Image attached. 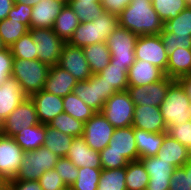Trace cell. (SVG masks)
<instances>
[{
	"instance_id": "obj_22",
	"label": "cell",
	"mask_w": 191,
	"mask_h": 190,
	"mask_svg": "<svg viewBox=\"0 0 191 190\" xmlns=\"http://www.w3.org/2000/svg\"><path fill=\"white\" fill-rule=\"evenodd\" d=\"M78 81L65 69L58 66H50L47 80L43 90L59 97L72 93Z\"/></svg>"
},
{
	"instance_id": "obj_45",
	"label": "cell",
	"mask_w": 191,
	"mask_h": 190,
	"mask_svg": "<svg viewBox=\"0 0 191 190\" xmlns=\"http://www.w3.org/2000/svg\"><path fill=\"white\" fill-rule=\"evenodd\" d=\"M167 134L191 149V120L167 128Z\"/></svg>"
},
{
	"instance_id": "obj_57",
	"label": "cell",
	"mask_w": 191,
	"mask_h": 190,
	"mask_svg": "<svg viewBox=\"0 0 191 190\" xmlns=\"http://www.w3.org/2000/svg\"><path fill=\"white\" fill-rule=\"evenodd\" d=\"M185 171H189V177L191 181V158L183 165Z\"/></svg>"
},
{
	"instance_id": "obj_50",
	"label": "cell",
	"mask_w": 191,
	"mask_h": 190,
	"mask_svg": "<svg viewBox=\"0 0 191 190\" xmlns=\"http://www.w3.org/2000/svg\"><path fill=\"white\" fill-rule=\"evenodd\" d=\"M14 57L9 47L0 51V85L12 75Z\"/></svg>"
},
{
	"instance_id": "obj_2",
	"label": "cell",
	"mask_w": 191,
	"mask_h": 190,
	"mask_svg": "<svg viewBox=\"0 0 191 190\" xmlns=\"http://www.w3.org/2000/svg\"><path fill=\"white\" fill-rule=\"evenodd\" d=\"M118 25V16L105 11L92 22H81L68 44L83 48L96 43H106L108 36Z\"/></svg>"
},
{
	"instance_id": "obj_42",
	"label": "cell",
	"mask_w": 191,
	"mask_h": 190,
	"mask_svg": "<svg viewBox=\"0 0 191 190\" xmlns=\"http://www.w3.org/2000/svg\"><path fill=\"white\" fill-rule=\"evenodd\" d=\"M14 59L34 60L37 59L36 44L32 35L27 32L10 47Z\"/></svg>"
},
{
	"instance_id": "obj_25",
	"label": "cell",
	"mask_w": 191,
	"mask_h": 190,
	"mask_svg": "<svg viewBox=\"0 0 191 190\" xmlns=\"http://www.w3.org/2000/svg\"><path fill=\"white\" fill-rule=\"evenodd\" d=\"M156 156L174 167H182L191 158L190 150L168 134Z\"/></svg>"
},
{
	"instance_id": "obj_53",
	"label": "cell",
	"mask_w": 191,
	"mask_h": 190,
	"mask_svg": "<svg viewBox=\"0 0 191 190\" xmlns=\"http://www.w3.org/2000/svg\"><path fill=\"white\" fill-rule=\"evenodd\" d=\"M14 6V0H0V21L7 18Z\"/></svg>"
},
{
	"instance_id": "obj_1",
	"label": "cell",
	"mask_w": 191,
	"mask_h": 190,
	"mask_svg": "<svg viewBox=\"0 0 191 190\" xmlns=\"http://www.w3.org/2000/svg\"><path fill=\"white\" fill-rule=\"evenodd\" d=\"M118 22L119 26L137 36L159 34L164 25L152 6V0H130L118 15Z\"/></svg>"
},
{
	"instance_id": "obj_41",
	"label": "cell",
	"mask_w": 191,
	"mask_h": 190,
	"mask_svg": "<svg viewBox=\"0 0 191 190\" xmlns=\"http://www.w3.org/2000/svg\"><path fill=\"white\" fill-rule=\"evenodd\" d=\"M152 6L159 15L160 20L166 21L175 18L188 7L186 0H152Z\"/></svg>"
},
{
	"instance_id": "obj_4",
	"label": "cell",
	"mask_w": 191,
	"mask_h": 190,
	"mask_svg": "<svg viewBox=\"0 0 191 190\" xmlns=\"http://www.w3.org/2000/svg\"><path fill=\"white\" fill-rule=\"evenodd\" d=\"M190 102L181 84L174 80L168 88L166 98L160 105L161 115L167 128L190 121Z\"/></svg>"
},
{
	"instance_id": "obj_58",
	"label": "cell",
	"mask_w": 191,
	"mask_h": 190,
	"mask_svg": "<svg viewBox=\"0 0 191 190\" xmlns=\"http://www.w3.org/2000/svg\"><path fill=\"white\" fill-rule=\"evenodd\" d=\"M6 48L5 45L3 44L2 40H1V37H0V51L2 49Z\"/></svg>"
},
{
	"instance_id": "obj_59",
	"label": "cell",
	"mask_w": 191,
	"mask_h": 190,
	"mask_svg": "<svg viewBox=\"0 0 191 190\" xmlns=\"http://www.w3.org/2000/svg\"><path fill=\"white\" fill-rule=\"evenodd\" d=\"M79 1H94L96 3H101V0H79Z\"/></svg>"
},
{
	"instance_id": "obj_20",
	"label": "cell",
	"mask_w": 191,
	"mask_h": 190,
	"mask_svg": "<svg viewBox=\"0 0 191 190\" xmlns=\"http://www.w3.org/2000/svg\"><path fill=\"white\" fill-rule=\"evenodd\" d=\"M67 3L66 0H41L32 7L30 29H53L56 17Z\"/></svg>"
},
{
	"instance_id": "obj_48",
	"label": "cell",
	"mask_w": 191,
	"mask_h": 190,
	"mask_svg": "<svg viewBox=\"0 0 191 190\" xmlns=\"http://www.w3.org/2000/svg\"><path fill=\"white\" fill-rule=\"evenodd\" d=\"M102 169H119L126 167L128 160L116 152H100Z\"/></svg>"
},
{
	"instance_id": "obj_16",
	"label": "cell",
	"mask_w": 191,
	"mask_h": 190,
	"mask_svg": "<svg viewBox=\"0 0 191 190\" xmlns=\"http://www.w3.org/2000/svg\"><path fill=\"white\" fill-rule=\"evenodd\" d=\"M149 175L146 190H169L171 176L176 167L157 156L139 159Z\"/></svg>"
},
{
	"instance_id": "obj_8",
	"label": "cell",
	"mask_w": 191,
	"mask_h": 190,
	"mask_svg": "<svg viewBox=\"0 0 191 190\" xmlns=\"http://www.w3.org/2000/svg\"><path fill=\"white\" fill-rule=\"evenodd\" d=\"M134 103L127 90L114 93L101 110L103 116L116 128L132 126Z\"/></svg>"
},
{
	"instance_id": "obj_15",
	"label": "cell",
	"mask_w": 191,
	"mask_h": 190,
	"mask_svg": "<svg viewBox=\"0 0 191 190\" xmlns=\"http://www.w3.org/2000/svg\"><path fill=\"white\" fill-rule=\"evenodd\" d=\"M24 151L13 137L0 136V174L10 180L16 177Z\"/></svg>"
},
{
	"instance_id": "obj_13",
	"label": "cell",
	"mask_w": 191,
	"mask_h": 190,
	"mask_svg": "<svg viewBox=\"0 0 191 190\" xmlns=\"http://www.w3.org/2000/svg\"><path fill=\"white\" fill-rule=\"evenodd\" d=\"M173 78L165 76L160 81L145 86H128L127 91L134 105H151L160 107Z\"/></svg>"
},
{
	"instance_id": "obj_28",
	"label": "cell",
	"mask_w": 191,
	"mask_h": 190,
	"mask_svg": "<svg viewBox=\"0 0 191 190\" xmlns=\"http://www.w3.org/2000/svg\"><path fill=\"white\" fill-rule=\"evenodd\" d=\"M46 135V125L37 124L32 127H25L13 138L24 152L32 151L43 146Z\"/></svg>"
},
{
	"instance_id": "obj_35",
	"label": "cell",
	"mask_w": 191,
	"mask_h": 190,
	"mask_svg": "<svg viewBox=\"0 0 191 190\" xmlns=\"http://www.w3.org/2000/svg\"><path fill=\"white\" fill-rule=\"evenodd\" d=\"M63 109L64 113H67L84 123L96 113L73 92L63 97Z\"/></svg>"
},
{
	"instance_id": "obj_40",
	"label": "cell",
	"mask_w": 191,
	"mask_h": 190,
	"mask_svg": "<svg viewBox=\"0 0 191 190\" xmlns=\"http://www.w3.org/2000/svg\"><path fill=\"white\" fill-rule=\"evenodd\" d=\"M101 172L102 168H78V177L69 190H97Z\"/></svg>"
},
{
	"instance_id": "obj_31",
	"label": "cell",
	"mask_w": 191,
	"mask_h": 190,
	"mask_svg": "<svg viewBox=\"0 0 191 190\" xmlns=\"http://www.w3.org/2000/svg\"><path fill=\"white\" fill-rule=\"evenodd\" d=\"M73 139L74 137L46 125V135L43 146L58 157H66Z\"/></svg>"
},
{
	"instance_id": "obj_18",
	"label": "cell",
	"mask_w": 191,
	"mask_h": 190,
	"mask_svg": "<svg viewBox=\"0 0 191 190\" xmlns=\"http://www.w3.org/2000/svg\"><path fill=\"white\" fill-rule=\"evenodd\" d=\"M132 126L152 133L167 132L160 107L151 105H135Z\"/></svg>"
},
{
	"instance_id": "obj_43",
	"label": "cell",
	"mask_w": 191,
	"mask_h": 190,
	"mask_svg": "<svg viewBox=\"0 0 191 190\" xmlns=\"http://www.w3.org/2000/svg\"><path fill=\"white\" fill-rule=\"evenodd\" d=\"M55 170L68 188L78 177V168L68 157H60L55 165Z\"/></svg>"
},
{
	"instance_id": "obj_55",
	"label": "cell",
	"mask_w": 191,
	"mask_h": 190,
	"mask_svg": "<svg viewBox=\"0 0 191 190\" xmlns=\"http://www.w3.org/2000/svg\"><path fill=\"white\" fill-rule=\"evenodd\" d=\"M41 0H14V3L17 4H24L28 6H35L37 3H39Z\"/></svg>"
},
{
	"instance_id": "obj_34",
	"label": "cell",
	"mask_w": 191,
	"mask_h": 190,
	"mask_svg": "<svg viewBox=\"0 0 191 190\" xmlns=\"http://www.w3.org/2000/svg\"><path fill=\"white\" fill-rule=\"evenodd\" d=\"M80 22H92L105 12L101 3L94 1L67 0Z\"/></svg>"
},
{
	"instance_id": "obj_36",
	"label": "cell",
	"mask_w": 191,
	"mask_h": 190,
	"mask_svg": "<svg viewBox=\"0 0 191 190\" xmlns=\"http://www.w3.org/2000/svg\"><path fill=\"white\" fill-rule=\"evenodd\" d=\"M84 125L85 123L83 121L75 119L71 115L64 112L57 115L48 123V126L74 138L81 137L83 135Z\"/></svg>"
},
{
	"instance_id": "obj_32",
	"label": "cell",
	"mask_w": 191,
	"mask_h": 190,
	"mask_svg": "<svg viewBox=\"0 0 191 190\" xmlns=\"http://www.w3.org/2000/svg\"><path fill=\"white\" fill-rule=\"evenodd\" d=\"M149 175L140 160L128 162L125 184L127 190H146Z\"/></svg>"
},
{
	"instance_id": "obj_44",
	"label": "cell",
	"mask_w": 191,
	"mask_h": 190,
	"mask_svg": "<svg viewBox=\"0 0 191 190\" xmlns=\"http://www.w3.org/2000/svg\"><path fill=\"white\" fill-rule=\"evenodd\" d=\"M159 34L168 56L178 48L191 49V38L174 36L173 33L166 31L164 28Z\"/></svg>"
},
{
	"instance_id": "obj_19",
	"label": "cell",
	"mask_w": 191,
	"mask_h": 190,
	"mask_svg": "<svg viewBox=\"0 0 191 190\" xmlns=\"http://www.w3.org/2000/svg\"><path fill=\"white\" fill-rule=\"evenodd\" d=\"M33 101L39 122L48 125L57 115L64 112L63 98L44 90L29 96Z\"/></svg>"
},
{
	"instance_id": "obj_10",
	"label": "cell",
	"mask_w": 191,
	"mask_h": 190,
	"mask_svg": "<svg viewBox=\"0 0 191 190\" xmlns=\"http://www.w3.org/2000/svg\"><path fill=\"white\" fill-rule=\"evenodd\" d=\"M135 57L136 60H143L158 67L167 76L169 56L160 34L138 36L135 45Z\"/></svg>"
},
{
	"instance_id": "obj_5",
	"label": "cell",
	"mask_w": 191,
	"mask_h": 190,
	"mask_svg": "<svg viewBox=\"0 0 191 190\" xmlns=\"http://www.w3.org/2000/svg\"><path fill=\"white\" fill-rule=\"evenodd\" d=\"M137 39L136 34L118 25L106 40L111 54L110 64L126 66L129 69L136 61L135 45Z\"/></svg>"
},
{
	"instance_id": "obj_46",
	"label": "cell",
	"mask_w": 191,
	"mask_h": 190,
	"mask_svg": "<svg viewBox=\"0 0 191 190\" xmlns=\"http://www.w3.org/2000/svg\"><path fill=\"white\" fill-rule=\"evenodd\" d=\"M39 183L43 190H69L55 168L45 171L39 178Z\"/></svg>"
},
{
	"instance_id": "obj_52",
	"label": "cell",
	"mask_w": 191,
	"mask_h": 190,
	"mask_svg": "<svg viewBox=\"0 0 191 190\" xmlns=\"http://www.w3.org/2000/svg\"><path fill=\"white\" fill-rule=\"evenodd\" d=\"M130 3V0H101L104 10L119 15Z\"/></svg>"
},
{
	"instance_id": "obj_30",
	"label": "cell",
	"mask_w": 191,
	"mask_h": 190,
	"mask_svg": "<svg viewBox=\"0 0 191 190\" xmlns=\"http://www.w3.org/2000/svg\"><path fill=\"white\" fill-rule=\"evenodd\" d=\"M191 73V49L178 48L168 57L167 76L174 80Z\"/></svg>"
},
{
	"instance_id": "obj_24",
	"label": "cell",
	"mask_w": 191,
	"mask_h": 190,
	"mask_svg": "<svg viewBox=\"0 0 191 190\" xmlns=\"http://www.w3.org/2000/svg\"><path fill=\"white\" fill-rule=\"evenodd\" d=\"M165 73L143 60H136L128 69V86H145L160 81Z\"/></svg>"
},
{
	"instance_id": "obj_61",
	"label": "cell",
	"mask_w": 191,
	"mask_h": 190,
	"mask_svg": "<svg viewBox=\"0 0 191 190\" xmlns=\"http://www.w3.org/2000/svg\"><path fill=\"white\" fill-rule=\"evenodd\" d=\"M2 135V122L0 121V136Z\"/></svg>"
},
{
	"instance_id": "obj_47",
	"label": "cell",
	"mask_w": 191,
	"mask_h": 190,
	"mask_svg": "<svg viewBox=\"0 0 191 190\" xmlns=\"http://www.w3.org/2000/svg\"><path fill=\"white\" fill-rule=\"evenodd\" d=\"M170 180L169 190H191L189 171L183 166L175 168Z\"/></svg>"
},
{
	"instance_id": "obj_39",
	"label": "cell",
	"mask_w": 191,
	"mask_h": 190,
	"mask_svg": "<svg viewBox=\"0 0 191 190\" xmlns=\"http://www.w3.org/2000/svg\"><path fill=\"white\" fill-rule=\"evenodd\" d=\"M163 28L174 36L191 38V7L185 8L175 18L166 21Z\"/></svg>"
},
{
	"instance_id": "obj_7",
	"label": "cell",
	"mask_w": 191,
	"mask_h": 190,
	"mask_svg": "<svg viewBox=\"0 0 191 190\" xmlns=\"http://www.w3.org/2000/svg\"><path fill=\"white\" fill-rule=\"evenodd\" d=\"M117 91L102 76L92 74L86 81H78L73 93L95 112H101L104 103Z\"/></svg>"
},
{
	"instance_id": "obj_6",
	"label": "cell",
	"mask_w": 191,
	"mask_h": 190,
	"mask_svg": "<svg viewBox=\"0 0 191 190\" xmlns=\"http://www.w3.org/2000/svg\"><path fill=\"white\" fill-rule=\"evenodd\" d=\"M60 157L45 146L24 152L22 164L15 178L18 180H39L42 174L54 169Z\"/></svg>"
},
{
	"instance_id": "obj_33",
	"label": "cell",
	"mask_w": 191,
	"mask_h": 190,
	"mask_svg": "<svg viewBox=\"0 0 191 190\" xmlns=\"http://www.w3.org/2000/svg\"><path fill=\"white\" fill-rule=\"evenodd\" d=\"M102 80L117 92L125 91L128 88V68L118 64H109L100 73Z\"/></svg>"
},
{
	"instance_id": "obj_14",
	"label": "cell",
	"mask_w": 191,
	"mask_h": 190,
	"mask_svg": "<svg viewBox=\"0 0 191 190\" xmlns=\"http://www.w3.org/2000/svg\"><path fill=\"white\" fill-rule=\"evenodd\" d=\"M57 65L68 71L77 81H86L92 75L83 48L68 43L63 45Z\"/></svg>"
},
{
	"instance_id": "obj_56",
	"label": "cell",
	"mask_w": 191,
	"mask_h": 190,
	"mask_svg": "<svg viewBox=\"0 0 191 190\" xmlns=\"http://www.w3.org/2000/svg\"><path fill=\"white\" fill-rule=\"evenodd\" d=\"M8 189V179H6L2 174H0V190Z\"/></svg>"
},
{
	"instance_id": "obj_3",
	"label": "cell",
	"mask_w": 191,
	"mask_h": 190,
	"mask_svg": "<svg viewBox=\"0 0 191 190\" xmlns=\"http://www.w3.org/2000/svg\"><path fill=\"white\" fill-rule=\"evenodd\" d=\"M49 69L48 64L42 63L38 59H14L11 76L18 81L22 91L29 97L31 94L43 90Z\"/></svg>"
},
{
	"instance_id": "obj_26",
	"label": "cell",
	"mask_w": 191,
	"mask_h": 190,
	"mask_svg": "<svg viewBox=\"0 0 191 190\" xmlns=\"http://www.w3.org/2000/svg\"><path fill=\"white\" fill-rule=\"evenodd\" d=\"M134 135L139 159H141L157 155L167 132L152 133L134 128Z\"/></svg>"
},
{
	"instance_id": "obj_38",
	"label": "cell",
	"mask_w": 191,
	"mask_h": 190,
	"mask_svg": "<svg viewBox=\"0 0 191 190\" xmlns=\"http://www.w3.org/2000/svg\"><path fill=\"white\" fill-rule=\"evenodd\" d=\"M27 32H29V28L16 20L6 18L0 21V37L5 47L10 48Z\"/></svg>"
},
{
	"instance_id": "obj_49",
	"label": "cell",
	"mask_w": 191,
	"mask_h": 190,
	"mask_svg": "<svg viewBox=\"0 0 191 190\" xmlns=\"http://www.w3.org/2000/svg\"><path fill=\"white\" fill-rule=\"evenodd\" d=\"M31 14V6L14 3V6L9 12L7 18L10 20H16L19 23H23L30 29Z\"/></svg>"
},
{
	"instance_id": "obj_23",
	"label": "cell",
	"mask_w": 191,
	"mask_h": 190,
	"mask_svg": "<svg viewBox=\"0 0 191 190\" xmlns=\"http://www.w3.org/2000/svg\"><path fill=\"white\" fill-rule=\"evenodd\" d=\"M66 157H68L77 168H102L100 152L90 148L82 136L73 139Z\"/></svg>"
},
{
	"instance_id": "obj_11",
	"label": "cell",
	"mask_w": 191,
	"mask_h": 190,
	"mask_svg": "<svg viewBox=\"0 0 191 190\" xmlns=\"http://www.w3.org/2000/svg\"><path fill=\"white\" fill-rule=\"evenodd\" d=\"M35 105L30 97L17 106V108L2 122V134L14 137L17 133L39 124Z\"/></svg>"
},
{
	"instance_id": "obj_60",
	"label": "cell",
	"mask_w": 191,
	"mask_h": 190,
	"mask_svg": "<svg viewBox=\"0 0 191 190\" xmlns=\"http://www.w3.org/2000/svg\"><path fill=\"white\" fill-rule=\"evenodd\" d=\"M189 117H190V120H191V102H190V106H189Z\"/></svg>"
},
{
	"instance_id": "obj_62",
	"label": "cell",
	"mask_w": 191,
	"mask_h": 190,
	"mask_svg": "<svg viewBox=\"0 0 191 190\" xmlns=\"http://www.w3.org/2000/svg\"><path fill=\"white\" fill-rule=\"evenodd\" d=\"M187 1V4H188V7H191V0H186Z\"/></svg>"
},
{
	"instance_id": "obj_54",
	"label": "cell",
	"mask_w": 191,
	"mask_h": 190,
	"mask_svg": "<svg viewBox=\"0 0 191 190\" xmlns=\"http://www.w3.org/2000/svg\"><path fill=\"white\" fill-rule=\"evenodd\" d=\"M177 81L181 84L186 95L191 101V73L180 77Z\"/></svg>"
},
{
	"instance_id": "obj_17",
	"label": "cell",
	"mask_w": 191,
	"mask_h": 190,
	"mask_svg": "<svg viewBox=\"0 0 191 190\" xmlns=\"http://www.w3.org/2000/svg\"><path fill=\"white\" fill-rule=\"evenodd\" d=\"M100 152H116L122 154L129 162L139 160L134 127L116 128L108 146Z\"/></svg>"
},
{
	"instance_id": "obj_29",
	"label": "cell",
	"mask_w": 191,
	"mask_h": 190,
	"mask_svg": "<svg viewBox=\"0 0 191 190\" xmlns=\"http://www.w3.org/2000/svg\"><path fill=\"white\" fill-rule=\"evenodd\" d=\"M83 51L92 74L100 73L110 64L111 54L106 43L85 46Z\"/></svg>"
},
{
	"instance_id": "obj_51",
	"label": "cell",
	"mask_w": 191,
	"mask_h": 190,
	"mask_svg": "<svg viewBox=\"0 0 191 190\" xmlns=\"http://www.w3.org/2000/svg\"><path fill=\"white\" fill-rule=\"evenodd\" d=\"M9 190H43L39 180H18L10 179L8 180Z\"/></svg>"
},
{
	"instance_id": "obj_12",
	"label": "cell",
	"mask_w": 191,
	"mask_h": 190,
	"mask_svg": "<svg viewBox=\"0 0 191 190\" xmlns=\"http://www.w3.org/2000/svg\"><path fill=\"white\" fill-rule=\"evenodd\" d=\"M114 131L115 128L103 114L96 112L85 122L82 137L90 148L100 152L108 146Z\"/></svg>"
},
{
	"instance_id": "obj_21",
	"label": "cell",
	"mask_w": 191,
	"mask_h": 190,
	"mask_svg": "<svg viewBox=\"0 0 191 190\" xmlns=\"http://www.w3.org/2000/svg\"><path fill=\"white\" fill-rule=\"evenodd\" d=\"M27 95L22 91L18 81L10 76L0 85V121L3 122Z\"/></svg>"
},
{
	"instance_id": "obj_37",
	"label": "cell",
	"mask_w": 191,
	"mask_h": 190,
	"mask_svg": "<svg viewBox=\"0 0 191 190\" xmlns=\"http://www.w3.org/2000/svg\"><path fill=\"white\" fill-rule=\"evenodd\" d=\"M125 178L126 167L102 169L97 190H127Z\"/></svg>"
},
{
	"instance_id": "obj_9",
	"label": "cell",
	"mask_w": 191,
	"mask_h": 190,
	"mask_svg": "<svg viewBox=\"0 0 191 190\" xmlns=\"http://www.w3.org/2000/svg\"><path fill=\"white\" fill-rule=\"evenodd\" d=\"M29 32L36 44L37 59L49 66L56 65L65 43L50 28H34Z\"/></svg>"
},
{
	"instance_id": "obj_27",
	"label": "cell",
	"mask_w": 191,
	"mask_h": 190,
	"mask_svg": "<svg viewBox=\"0 0 191 190\" xmlns=\"http://www.w3.org/2000/svg\"><path fill=\"white\" fill-rule=\"evenodd\" d=\"M80 23L78 16L66 3L56 17L53 30L64 43H68Z\"/></svg>"
}]
</instances>
